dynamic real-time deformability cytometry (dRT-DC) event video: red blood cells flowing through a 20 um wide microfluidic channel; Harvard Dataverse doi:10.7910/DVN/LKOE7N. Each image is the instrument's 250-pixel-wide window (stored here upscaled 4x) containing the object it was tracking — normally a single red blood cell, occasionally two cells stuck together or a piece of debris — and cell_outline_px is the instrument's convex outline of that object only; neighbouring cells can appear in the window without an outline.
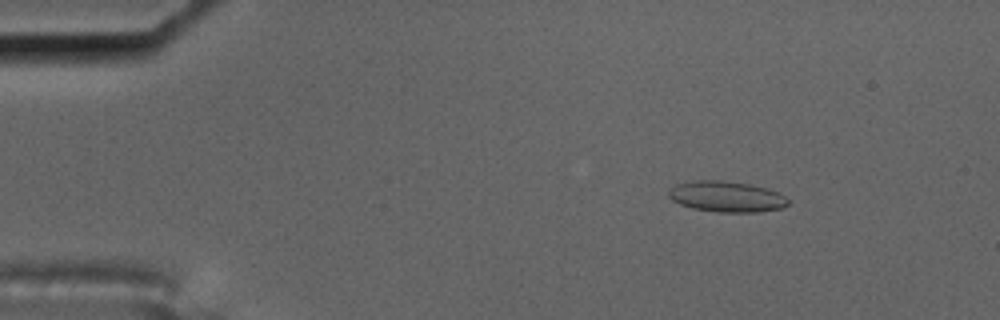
{"species": "common noctule bat (a hibernating species)", "species_latin": "Nyctalus noctula", "temperature_condition": "cold", "stored_images_in_passage": 54, "camera_frame_rate_fps": 3000, "um_per_image_px": 0.085, "animal": {"sex": "male", "body_mass_g": 17.5, "forearm_length_mm": 52.3}, "frame": {"image": 1, "passage_image": 5, "time_ms": 1.333, "image_size_px": [1000, 320], "cell_outline_px": [[788, 204], [784, 208], [760, 212], [716, 212], [692, 208], [680, 204], [672, 200], [668, 196], [668, 192], [676, 184], [692, 180], [720, 180], [748, 184], [768, 188], [784, 196], [788, 200]], "centroid_in_image_um": [61.75, 16.72], "position_along_channel_um": 23.3, "area_um2": 21.5}}
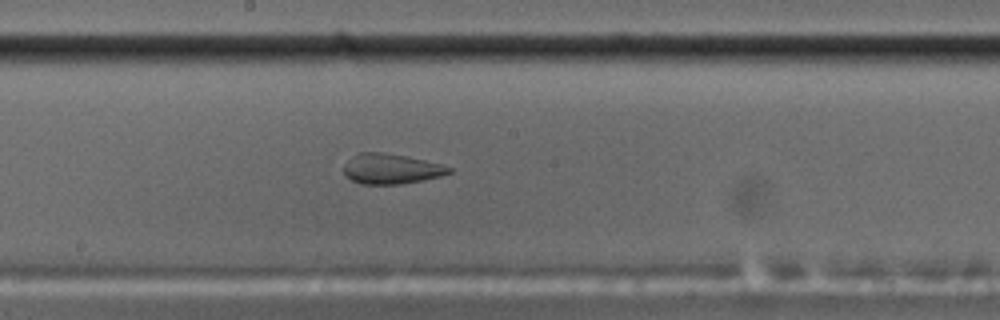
{"frame": {"image": 2, "passage_image": 28, "time_ms": 9.0, "image_size_px": [1000, 320], "cell_outline_px": [[452, 172], [440, 176], [400, 184], [360, 184], [344, 176], [344, 164], [352, 156], [360, 152], [380, 152], [408, 156], [440, 164], [452, 168]], "centroid_in_image_um": [33.2, 14.35], "position_along_channel_um": 215.0, "area_um2": 18.44}}
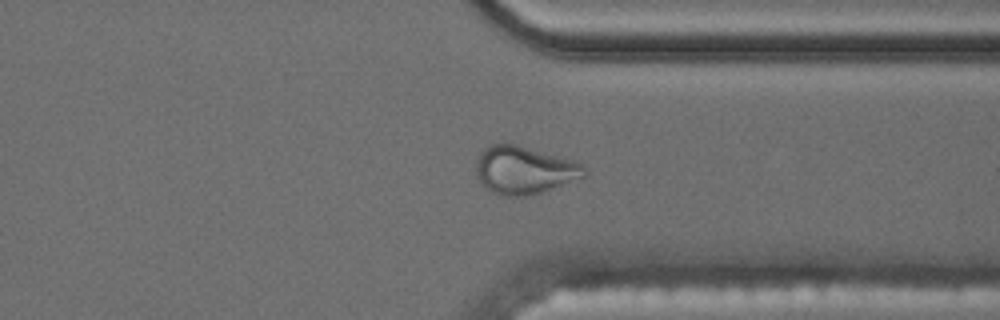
{"frame": {"image": 3, "passage_image": 41, "time_ms": 13.333, "image_size_px": [1000, 320], "cell_outline_px": [[588, 172], [584, 176], [540, 192], [524, 196], [504, 196], [492, 192], [480, 180], [476, 172], [476, 160], [480, 152], [488, 144], [516, 144], [576, 160]], "centroid_in_image_um": [44.54, 14.43], "position_along_channel_um": 366.9, "area_um2": 29.82}, "authors_computed_cell_mechanics": {"area_um2": 20.5768, "velocity_mm_per_s": 3.5049, "shape_relaxation_time_tau1_ms": null, "shape_relaxation_time_tau2_ms": 1.5765, "deformation_change_tau1": null, "deformation_change_tau2": 0.0813}}